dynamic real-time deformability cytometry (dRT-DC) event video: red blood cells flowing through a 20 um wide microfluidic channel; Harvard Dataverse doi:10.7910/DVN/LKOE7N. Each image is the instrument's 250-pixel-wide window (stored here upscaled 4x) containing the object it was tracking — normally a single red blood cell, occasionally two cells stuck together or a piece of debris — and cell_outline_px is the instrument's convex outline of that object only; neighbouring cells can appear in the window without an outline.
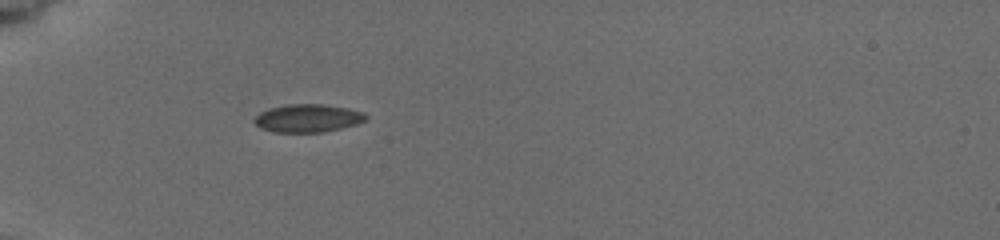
{"species": "common noctule bat (a hibernating species)", "species_latin": "Nyctalus noctula", "temperature_condition": "cold", "stored_images_in_passage": 1, "camera_frame_rate_fps": 3000, "um_per_image_px": 0.085, "animal": {"sex": "female", "body_mass_g": 19.5, "forearm_length_mm": 54.1}, "frame": {"image": 1, "passage_image": 1, "time_ms": 0.0, "image_size_px": [1000, 240], "cell_outline_px": [[368, 116], [364, 120], [356, 124], [324, 132], [272, 132], [260, 128], [252, 120], [260, 112], [268, 108], [288, 104], [324, 104], [348, 108], [364, 112]], "centroid_in_image_um": [26.13, 10.04], "position_along_channel_um": 58.9, "area_um2": 18.26}}